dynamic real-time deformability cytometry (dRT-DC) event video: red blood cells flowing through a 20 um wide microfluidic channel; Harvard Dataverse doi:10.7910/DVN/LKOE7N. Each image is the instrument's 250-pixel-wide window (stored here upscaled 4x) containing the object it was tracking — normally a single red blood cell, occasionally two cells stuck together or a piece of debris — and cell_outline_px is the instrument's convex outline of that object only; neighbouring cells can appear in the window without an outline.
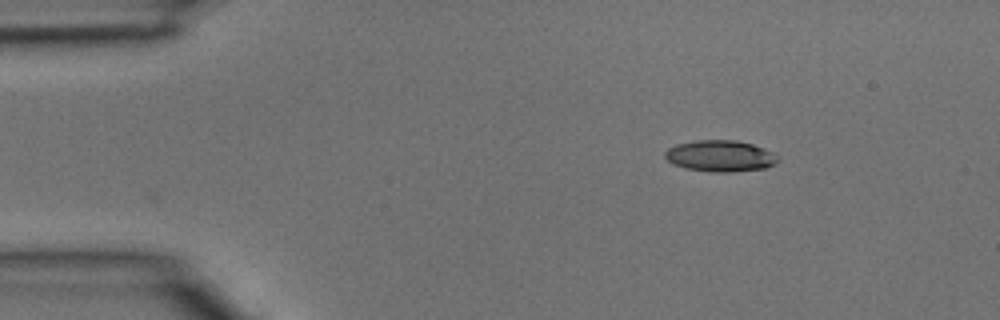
{"species": "common noctule bat (a hibernating species)", "species_latin": "Nyctalus noctula", "temperature_condition": "room temperature", "stored_images_in_passage": 3, "camera_frame_rate_fps": 3000, "um_per_image_px": 0.085, "animal": {"sex": "male", "body_mass_g": 15.6}, "frame": {"image": 1, "passage_image": 1, "time_ms": 0.0, "image_size_px": [1000, 320], "cell_outline_px": [[776, 164], [764, 168], [728, 172], [712, 172], [684, 168], [672, 164], [664, 156], [664, 152], [668, 148], [676, 144], [696, 140], [736, 140], [752, 144], [764, 148], [772, 152], [776, 156]], "centroid_in_image_um": [61.17, 13.25], "position_along_channel_um": 23.8, "area_um2": 20.58}}
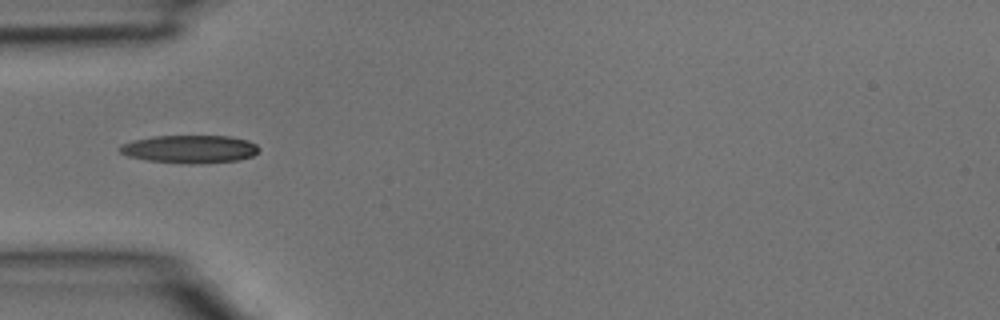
{"frame": {"image": 2, "passage_image": 3, "time_ms": 0.667, "image_size_px": [1000, 320], "cell_outline_px": [[260, 148], [252, 156], [240, 160], [200, 164], [192, 164], [148, 160], [128, 156], [120, 152], [120, 144], [136, 140], [156, 136], [232, 136], [248, 140], [256, 144]], "centroid_in_image_um": [16.18, 12.67], "position_along_channel_um": 68.8, "area_um2": 22.6}}